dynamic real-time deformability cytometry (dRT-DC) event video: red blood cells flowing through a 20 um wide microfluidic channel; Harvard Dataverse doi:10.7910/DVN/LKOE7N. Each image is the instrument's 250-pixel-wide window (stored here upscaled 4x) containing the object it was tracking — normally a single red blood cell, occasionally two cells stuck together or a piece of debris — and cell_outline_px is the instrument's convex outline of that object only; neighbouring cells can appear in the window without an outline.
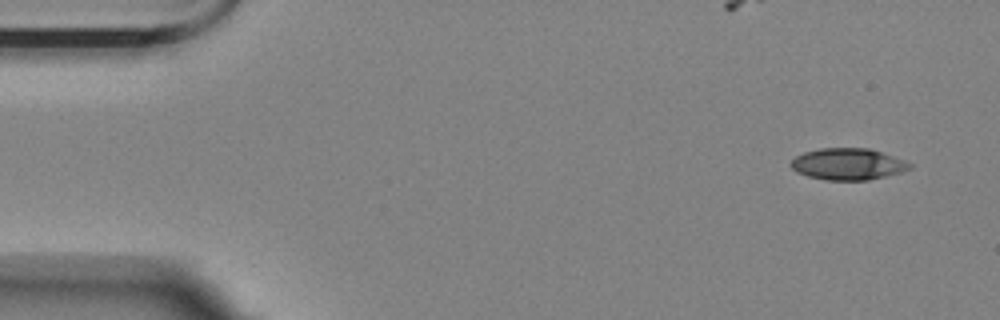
{"species": "Egyptian fruit bat (a non-hibernating species)", "species_latin": "Rousettus aegyptiacus", "temperature_condition": "room temperature", "stored_images_in_passage": 8, "camera_frame_rate_fps": 3000, "um_per_image_px": 0.085, "animal": {"sex": "female"}, "frame": {"image": 1, "passage_image": 1, "time_ms": 0.0, "image_size_px": [1000, 320], "cell_outline_px": [[912, 168], [900, 172], [868, 180], [824, 180], [808, 176], [796, 172], [788, 164], [796, 156], [804, 152], [820, 148], [868, 148], [904, 160], [912, 164]], "centroid_in_image_um": [72.03, 13.95], "position_along_channel_um": 13.0, "area_um2": 21.79}}
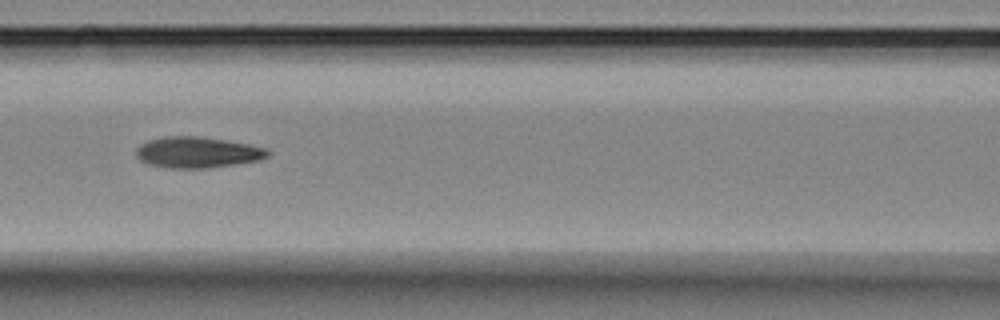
{"frame": {"image": 2, "passage_image": 6, "time_ms": 7.0, "image_size_px": [1000, 320], "cell_outline_px": [[272, 152], [268, 156], [260, 160], [208, 168], [168, 168], [148, 164], [140, 160], [136, 156], [136, 148], [140, 144], [148, 140], [164, 136], [196, 136], [224, 140], [248, 144], [264, 148]], "centroid_in_image_um": [16.75, 12.95], "position_along_channel_um": 149.9, "area_um2": 23.76}}
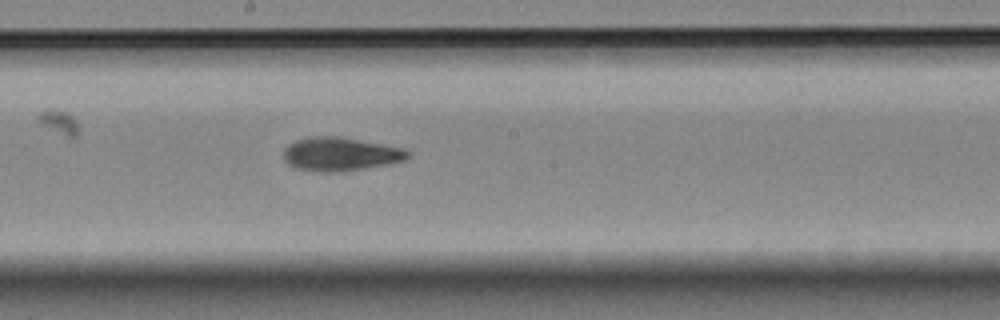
{"frame": {"image": 3, "passage_image": 8, "time_ms": 9.0, "image_size_px": [1000, 320], "cell_outline_px": [[412, 156], [404, 160], [388, 164], [340, 172], [320, 172], [296, 168], [288, 164], [284, 160], [284, 148], [288, 144], [296, 140], [308, 136], [336, 136], [404, 148]], "centroid_in_image_um": [28.9, 13.1], "position_along_channel_um": 219.3, "area_um2": 24.28}}